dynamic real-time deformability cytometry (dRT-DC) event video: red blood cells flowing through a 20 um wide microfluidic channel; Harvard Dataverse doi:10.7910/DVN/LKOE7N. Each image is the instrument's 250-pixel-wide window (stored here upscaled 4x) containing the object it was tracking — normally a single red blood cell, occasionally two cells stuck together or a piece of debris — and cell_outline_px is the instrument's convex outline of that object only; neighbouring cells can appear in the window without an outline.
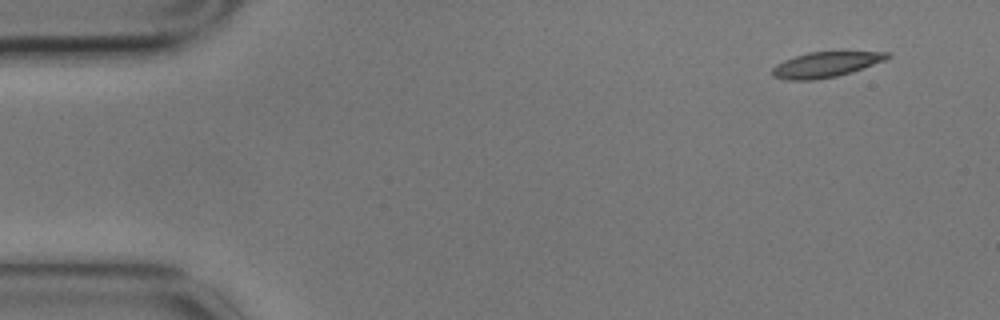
{"species": "common noctule bat (a hibernating species)", "species_latin": "Nyctalus noctula", "temperature_condition": "cold", "stored_images_in_passage": 7, "camera_frame_rate_fps": 3000, "um_per_image_px": 0.085, "animal": {"sex": "male", "body_mass_g": 17.9}, "frame": {"image": 1, "passage_image": 1, "time_ms": 0.0, "image_size_px": [1000, 320], "cell_outline_px": [[892, 56], [884, 60], [852, 72], [836, 76], [812, 80], [788, 80], [772, 76], [772, 68], [776, 64], [784, 60], [808, 52], [892, 52]], "centroid_in_image_um": [70.17, 5.49], "position_along_channel_um": 14.8, "area_um2": 16.82}}
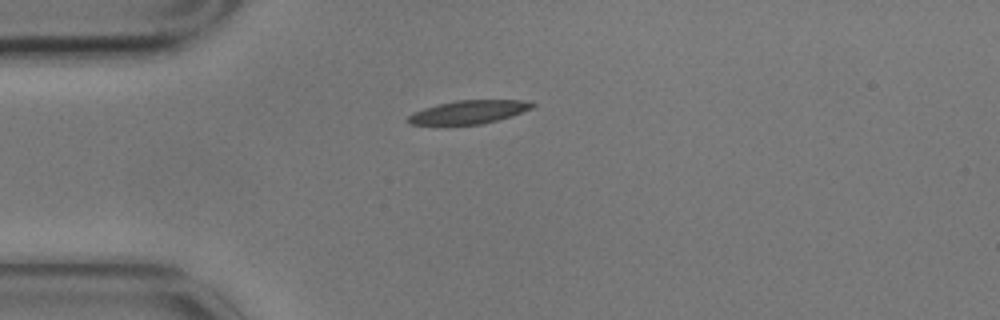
{"frame": {"image": 2, "passage_image": 4, "time_ms": 1.0, "image_size_px": [1000, 320], "cell_outline_px": [[536, 108], [512, 116], [480, 124], [408, 124], [404, 120], [412, 112], [424, 108], [456, 100], [524, 100], [536, 104]], "centroid_in_image_um": [39.87, 9.51], "position_along_channel_um": 45.1, "area_um2": 16.94}}